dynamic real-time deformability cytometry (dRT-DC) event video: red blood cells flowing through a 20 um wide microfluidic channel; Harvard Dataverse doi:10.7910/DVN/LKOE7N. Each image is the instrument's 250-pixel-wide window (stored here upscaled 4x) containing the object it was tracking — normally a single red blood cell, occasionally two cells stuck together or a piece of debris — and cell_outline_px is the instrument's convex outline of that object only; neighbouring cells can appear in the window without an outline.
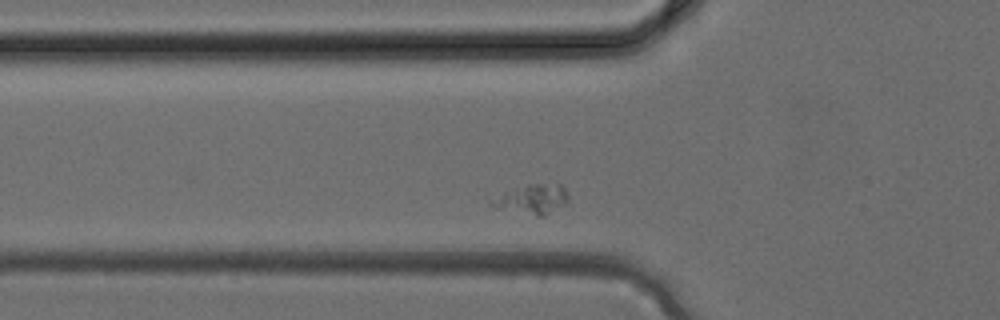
{"species": "common noctule bat (a hibernating species)", "species_latin": "Nyctalus noctula", "temperature_condition": "cold", "stored_images_in_passage": 24, "camera_frame_rate_fps": 3000, "um_per_image_px": 0.085, "animal": {"sex": "female", "body_mass_g": 24.6, "forearm_length_mm": 56.2}, "frame": {"image": 1, "passage_image": 4, "time_ms": 1.0, "image_size_px": [1000, 320], "cell_outline_px": [[568, 200], [564, 204], [544, 216], [536, 216], [500, 208], [488, 204], [488, 200], [504, 192], [528, 184], [560, 184], [568, 192]], "centroid_in_image_um": [45.23, 16.92], "position_along_channel_um": 80.6, "area_um2": 13.01}}
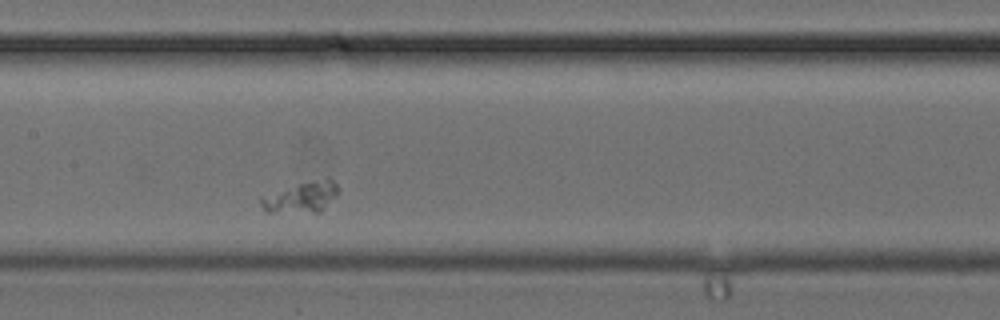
{"frame": {"image": 2, "passage_image": 10, "time_ms": 3.0, "image_size_px": [1000, 320], "cell_outline_px": [[340, 188], [336, 196], [320, 212], [268, 212], [260, 204], [260, 196], [300, 184], [328, 176]], "centroid_in_image_um": [25.65, 16.75], "position_along_channel_um": 181.7, "area_um2": 13.7}}
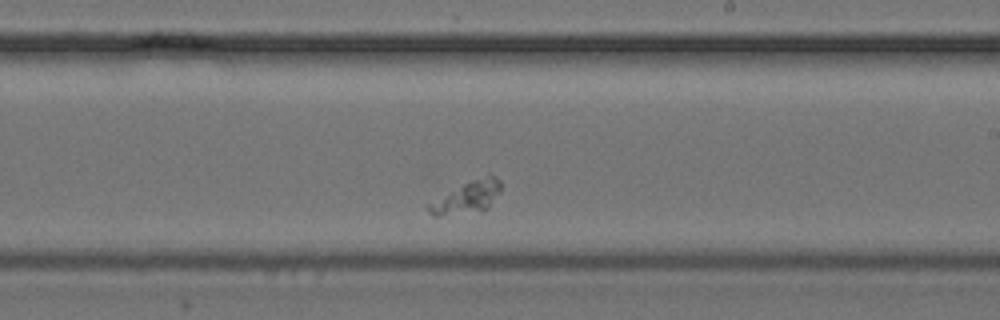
{"frame": {"image": 3, "passage_image": 14, "time_ms": 4.333, "image_size_px": [1000, 320], "cell_outline_px": [[500, 192], [488, 208], [440, 216], [432, 216], [428, 212], [424, 204], [472, 180], [488, 176], [492, 176], [500, 180]], "centroid_in_image_um": [39.62, 16.79], "position_along_channel_um": 249.4, "area_um2": 13.01}}